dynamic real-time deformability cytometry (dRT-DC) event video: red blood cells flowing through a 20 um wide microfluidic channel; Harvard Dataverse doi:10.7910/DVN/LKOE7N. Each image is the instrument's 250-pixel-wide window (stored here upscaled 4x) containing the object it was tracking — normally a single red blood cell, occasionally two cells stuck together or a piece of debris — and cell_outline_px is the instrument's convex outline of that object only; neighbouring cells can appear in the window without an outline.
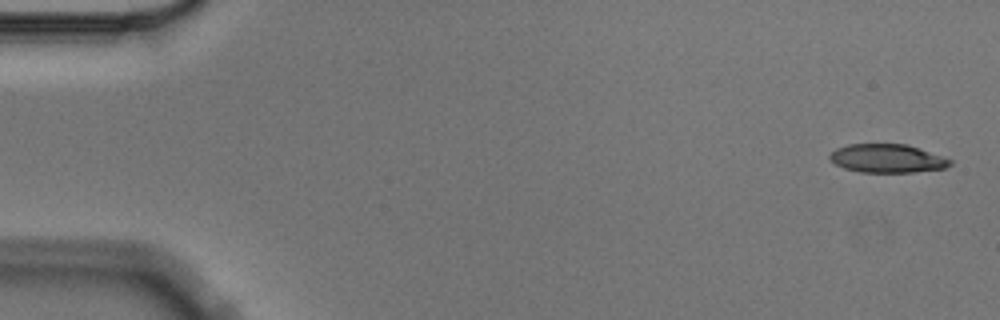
{"species": "Egyptian fruit bat (a non-hibernating species)", "species_latin": "Rousettus aegyptiacus", "temperature_condition": "cold", "stored_images_in_passage": 6, "camera_frame_rate_fps": 3000, "um_per_image_px": 0.085, "animal": {"sex": "male"}, "frame": {"image": 1, "passage_image": 1, "time_ms": 0.0, "image_size_px": [1000, 320], "cell_outline_px": [[952, 164], [944, 168], [912, 172], [860, 172], [844, 168], [836, 164], [828, 156], [836, 148], [848, 144], [904, 144], [952, 160]], "centroid_in_image_um": [75.37, 13.47], "position_along_channel_um": 9.6, "area_um2": 19.59}}
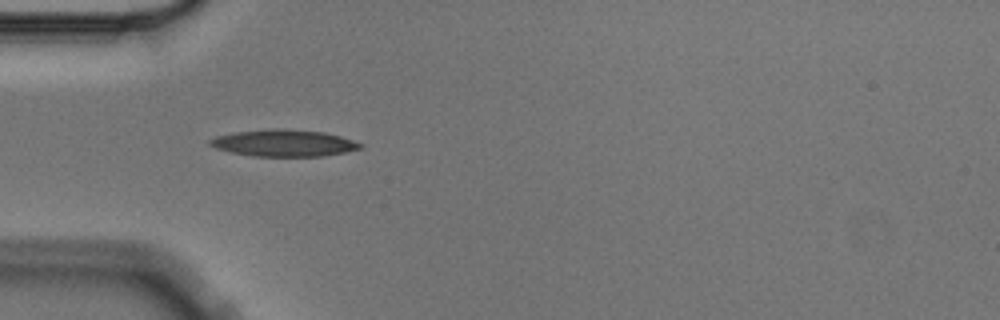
{"frame": {"image": 2, "passage_image": 5, "time_ms": 1.333, "image_size_px": [1000, 320], "cell_outline_px": [[364, 148], [324, 156], [252, 156], [232, 152], [216, 148], [208, 144], [208, 140], [216, 136], [236, 132], [276, 128], [324, 132], [340, 136], [364, 144]], "centroid_in_image_um": [24.15, 12.16], "position_along_channel_um": 60.9, "area_um2": 23.35}}
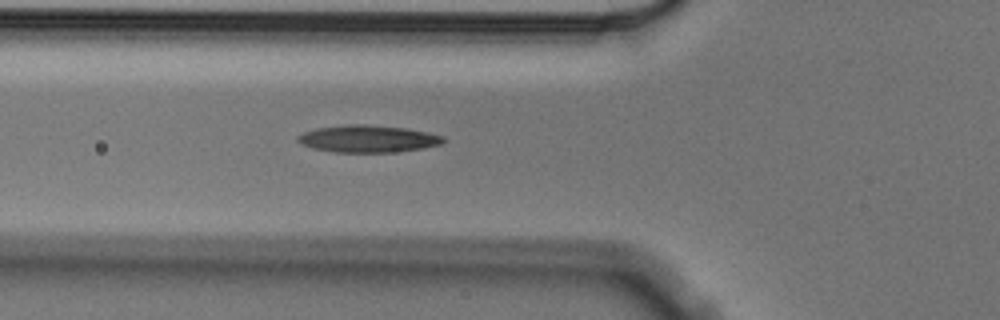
{"frame": {"image": 3, "passage_image": 6, "time_ms": 1.667, "image_size_px": [1000, 320], "cell_outline_px": [[448, 140], [440, 144], [424, 148], [392, 152], [336, 152], [312, 148], [296, 140], [296, 136], [304, 132], [320, 128], [348, 124], [364, 124], [408, 128], [428, 132], [444, 136]], "centroid_in_image_um": [31.33, 11.79], "position_along_channel_um": 94.5, "area_um2": 23.0}}